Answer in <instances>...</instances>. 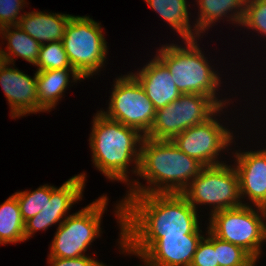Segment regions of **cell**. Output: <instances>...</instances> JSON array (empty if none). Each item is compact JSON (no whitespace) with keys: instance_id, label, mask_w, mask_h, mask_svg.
<instances>
[{"instance_id":"9c48e42d","label":"cell","mask_w":266,"mask_h":266,"mask_svg":"<svg viewBox=\"0 0 266 266\" xmlns=\"http://www.w3.org/2000/svg\"><path fill=\"white\" fill-rule=\"evenodd\" d=\"M256 208L255 211L251 205L243 204L214 212L210 214L207 229L216 237L242 247L257 261L262 252L261 244L264 242V220L263 208Z\"/></svg>"},{"instance_id":"5bb4252c","label":"cell","mask_w":266,"mask_h":266,"mask_svg":"<svg viewBox=\"0 0 266 266\" xmlns=\"http://www.w3.org/2000/svg\"><path fill=\"white\" fill-rule=\"evenodd\" d=\"M237 152L240 197L248 196L254 207H266V149Z\"/></svg>"},{"instance_id":"3957f363","label":"cell","mask_w":266,"mask_h":266,"mask_svg":"<svg viewBox=\"0 0 266 266\" xmlns=\"http://www.w3.org/2000/svg\"><path fill=\"white\" fill-rule=\"evenodd\" d=\"M92 125L89 142L93 165L111 181L130 182L127 169L134 161L135 169L132 171L138 174L144 135L137 129L109 119L101 111L93 117Z\"/></svg>"},{"instance_id":"d4e9b609","label":"cell","mask_w":266,"mask_h":266,"mask_svg":"<svg viewBox=\"0 0 266 266\" xmlns=\"http://www.w3.org/2000/svg\"><path fill=\"white\" fill-rule=\"evenodd\" d=\"M20 206L24 222L37 215L46 205V198H50V186L43 185L34 191H21L14 193Z\"/></svg>"},{"instance_id":"44dd1931","label":"cell","mask_w":266,"mask_h":266,"mask_svg":"<svg viewBox=\"0 0 266 266\" xmlns=\"http://www.w3.org/2000/svg\"><path fill=\"white\" fill-rule=\"evenodd\" d=\"M160 17L176 30L182 40H193L200 35L191 29L186 0H145ZM194 31V32H192ZM196 32V33H195Z\"/></svg>"},{"instance_id":"277c9868","label":"cell","mask_w":266,"mask_h":266,"mask_svg":"<svg viewBox=\"0 0 266 266\" xmlns=\"http://www.w3.org/2000/svg\"><path fill=\"white\" fill-rule=\"evenodd\" d=\"M184 47L164 45L156 57L168 68L181 94L194 93L212 97L221 107L226 100L216 98L221 78L212 70L208 60L198 47L197 38L185 40Z\"/></svg>"},{"instance_id":"83f0119b","label":"cell","mask_w":266,"mask_h":266,"mask_svg":"<svg viewBox=\"0 0 266 266\" xmlns=\"http://www.w3.org/2000/svg\"><path fill=\"white\" fill-rule=\"evenodd\" d=\"M25 4V0H0V29L18 25L22 17L19 12Z\"/></svg>"},{"instance_id":"4316f807","label":"cell","mask_w":266,"mask_h":266,"mask_svg":"<svg viewBox=\"0 0 266 266\" xmlns=\"http://www.w3.org/2000/svg\"><path fill=\"white\" fill-rule=\"evenodd\" d=\"M208 237H202L197 245L191 266H219L214 251V234L208 229Z\"/></svg>"},{"instance_id":"52a82bcc","label":"cell","mask_w":266,"mask_h":266,"mask_svg":"<svg viewBox=\"0 0 266 266\" xmlns=\"http://www.w3.org/2000/svg\"><path fill=\"white\" fill-rule=\"evenodd\" d=\"M212 97L185 93L172 103L156 110L153 126L146 137L173 140L186 129L199 125L223 111Z\"/></svg>"},{"instance_id":"e0dca14e","label":"cell","mask_w":266,"mask_h":266,"mask_svg":"<svg viewBox=\"0 0 266 266\" xmlns=\"http://www.w3.org/2000/svg\"><path fill=\"white\" fill-rule=\"evenodd\" d=\"M72 15L31 11L22 15L18 26L41 45L62 41Z\"/></svg>"},{"instance_id":"ba28073f","label":"cell","mask_w":266,"mask_h":266,"mask_svg":"<svg viewBox=\"0 0 266 266\" xmlns=\"http://www.w3.org/2000/svg\"><path fill=\"white\" fill-rule=\"evenodd\" d=\"M108 203L107 196H102L80 211L64 217L58 226L49 257L77 258L85 255L88 246L101 233V217Z\"/></svg>"},{"instance_id":"603a6c76","label":"cell","mask_w":266,"mask_h":266,"mask_svg":"<svg viewBox=\"0 0 266 266\" xmlns=\"http://www.w3.org/2000/svg\"><path fill=\"white\" fill-rule=\"evenodd\" d=\"M214 251L219 266H255L256 260L242 247L214 235Z\"/></svg>"},{"instance_id":"9a60e30c","label":"cell","mask_w":266,"mask_h":266,"mask_svg":"<svg viewBox=\"0 0 266 266\" xmlns=\"http://www.w3.org/2000/svg\"><path fill=\"white\" fill-rule=\"evenodd\" d=\"M202 237L200 234L162 236L141 256V259L152 266H191Z\"/></svg>"},{"instance_id":"7a4b0ae2","label":"cell","mask_w":266,"mask_h":266,"mask_svg":"<svg viewBox=\"0 0 266 266\" xmlns=\"http://www.w3.org/2000/svg\"><path fill=\"white\" fill-rule=\"evenodd\" d=\"M137 176L149 186L134 181L126 195L181 193L204 167L182 152L172 140H155L144 136L141 143ZM147 187V188H146Z\"/></svg>"},{"instance_id":"8fae6325","label":"cell","mask_w":266,"mask_h":266,"mask_svg":"<svg viewBox=\"0 0 266 266\" xmlns=\"http://www.w3.org/2000/svg\"><path fill=\"white\" fill-rule=\"evenodd\" d=\"M232 140V133L220 125L214 114L207 121L186 129L172 142L203 166H214L223 164L222 161L217 160V156L221 150L230 146Z\"/></svg>"},{"instance_id":"f546056e","label":"cell","mask_w":266,"mask_h":266,"mask_svg":"<svg viewBox=\"0 0 266 266\" xmlns=\"http://www.w3.org/2000/svg\"><path fill=\"white\" fill-rule=\"evenodd\" d=\"M263 219L266 220V207L263 208ZM264 226V240L266 241V222H263Z\"/></svg>"},{"instance_id":"f1b7e54d","label":"cell","mask_w":266,"mask_h":266,"mask_svg":"<svg viewBox=\"0 0 266 266\" xmlns=\"http://www.w3.org/2000/svg\"><path fill=\"white\" fill-rule=\"evenodd\" d=\"M101 263L86 255L71 259L48 257V264L51 266H100Z\"/></svg>"},{"instance_id":"4dcf8cb0","label":"cell","mask_w":266,"mask_h":266,"mask_svg":"<svg viewBox=\"0 0 266 266\" xmlns=\"http://www.w3.org/2000/svg\"><path fill=\"white\" fill-rule=\"evenodd\" d=\"M3 62H4V60H3V56H2V54H1V52H0V65H1Z\"/></svg>"},{"instance_id":"d6986e66","label":"cell","mask_w":266,"mask_h":266,"mask_svg":"<svg viewBox=\"0 0 266 266\" xmlns=\"http://www.w3.org/2000/svg\"><path fill=\"white\" fill-rule=\"evenodd\" d=\"M197 3L200 12L197 23L193 28L200 35L210 28V25L214 24L218 19H222L221 17L224 15L226 17L230 12L231 15L227 17L233 23L241 25L243 21L246 0H197ZM232 11L234 12L232 13Z\"/></svg>"},{"instance_id":"5b68a950","label":"cell","mask_w":266,"mask_h":266,"mask_svg":"<svg viewBox=\"0 0 266 266\" xmlns=\"http://www.w3.org/2000/svg\"><path fill=\"white\" fill-rule=\"evenodd\" d=\"M101 24L89 16L72 15L62 42L72 68L83 78L103 68L107 43Z\"/></svg>"},{"instance_id":"30bf717a","label":"cell","mask_w":266,"mask_h":266,"mask_svg":"<svg viewBox=\"0 0 266 266\" xmlns=\"http://www.w3.org/2000/svg\"><path fill=\"white\" fill-rule=\"evenodd\" d=\"M113 86L108 110L101 113L146 136L153 126L156 109L144 89L130 73L116 78Z\"/></svg>"},{"instance_id":"cb8c5ba5","label":"cell","mask_w":266,"mask_h":266,"mask_svg":"<svg viewBox=\"0 0 266 266\" xmlns=\"http://www.w3.org/2000/svg\"><path fill=\"white\" fill-rule=\"evenodd\" d=\"M37 71L52 69H73L62 41H55L40 46L39 59L36 63Z\"/></svg>"},{"instance_id":"6da1fadb","label":"cell","mask_w":266,"mask_h":266,"mask_svg":"<svg viewBox=\"0 0 266 266\" xmlns=\"http://www.w3.org/2000/svg\"><path fill=\"white\" fill-rule=\"evenodd\" d=\"M116 209L121 250L138 257L162 236L202 232L197 209L181 193L127 195Z\"/></svg>"},{"instance_id":"7c38bea8","label":"cell","mask_w":266,"mask_h":266,"mask_svg":"<svg viewBox=\"0 0 266 266\" xmlns=\"http://www.w3.org/2000/svg\"><path fill=\"white\" fill-rule=\"evenodd\" d=\"M85 173H80L68 179L59 188L50 186V198H46L44 209L37 215L25 222V241L28 240L34 232L46 230L52 224L59 221L60 225L71 209L72 205L78 200H82L83 188L85 186ZM63 219V220H62Z\"/></svg>"},{"instance_id":"484cf974","label":"cell","mask_w":266,"mask_h":266,"mask_svg":"<svg viewBox=\"0 0 266 266\" xmlns=\"http://www.w3.org/2000/svg\"><path fill=\"white\" fill-rule=\"evenodd\" d=\"M241 25L266 36V0H246Z\"/></svg>"},{"instance_id":"1f68e13d","label":"cell","mask_w":266,"mask_h":266,"mask_svg":"<svg viewBox=\"0 0 266 266\" xmlns=\"http://www.w3.org/2000/svg\"><path fill=\"white\" fill-rule=\"evenodd\" d=\"M144 263H145V266H152L149 263H147L146 261H144Z\"/></svg>"},{"instance_id":"7402d4cb","label":"cell","mask_w":266,"mask_h":266,"mask_svg":"<svg viewBox=\"0 0 266 266\" xmlns=\"http://www.w3.org/2000/svg\"><path fill=\"white\" fill-rule=\"evenodd\" d=\"M25 241V222L16 195L0 205V244Z\"/></svg>"},{"instance_id":"ffe728a7","label":"cell","mask_w":266,"mask_h":266,"mask_svg":"<svg viewBox=\"0 0 266 266\" xmlns=\"http://www.w3.org/2000/svg\"><path fill=\"white\" fill-rule=\"evenodd\" d=\"M14 27V28H13ZM14 29V30H12ZM1 38L7 39V50L0 49L3 60L12 65L13 56L21 57L24 60L36 65L39 59L41 44L34 38L30 37L18 25L6 26L0 29Z\"/></svg>"},{"instance_id":"2e32d148","label":"cell","mask_w":266,"mask_h":266,"mask_svg":"<svg viewBox=\"0 0 266 266\" xmlns=\"http://www.w3.org/2000/svg\"><path fill=\"white\" fill-rule=\"evenodd\" d=\"M144 89L156 110L177 100L181 93L168 68L155 56L138 73H131Z\"/></svg>"},{"instance_id":"ac0fdd59","label":"cell","mask_w":266,"mask_h":266,"mask_svg":"<svg viewBox=\"0 0 266 266\" xmlns=\"http://www.w3.org/2000/svg\"><path fill=\"white\" fill-rule=\"evenodd\" d=\"M70 72V73H69ZM70 74L73 82L83 78L74 69H52L36 72L38 112L54 108L69 85Z\"/></svg>"},{"instance_id":"4fadbf2b","label":"cell","mask_w":266,"mask_h":266,"mask_svg":"<svg viewBox=\"0 0 266 266\" xmlns=\"http://www.w3.org/2000/svg\"><path fill=\"white\" fill-rule=\"evenodd\" d=\"M10 63L0 65V84L8 100L12 118L38 112L37 77L24 74Z\"/></svg>"},{"instance_id":"8992f818","label":"cell","mask_w":266,"mask_h":266,"mask_svg":"<svg viewBox=\"0 0 266 266\" xmlns=\"http://www.w3.org/2000/svg\"><path fill=\"white\" fill-rule=\"evenodd\" d=\"M181 194L195 209L202 204L213 205L211 214L243 205L237 170L225 163L204 166Z\"/></svg>"}]
</instances>
